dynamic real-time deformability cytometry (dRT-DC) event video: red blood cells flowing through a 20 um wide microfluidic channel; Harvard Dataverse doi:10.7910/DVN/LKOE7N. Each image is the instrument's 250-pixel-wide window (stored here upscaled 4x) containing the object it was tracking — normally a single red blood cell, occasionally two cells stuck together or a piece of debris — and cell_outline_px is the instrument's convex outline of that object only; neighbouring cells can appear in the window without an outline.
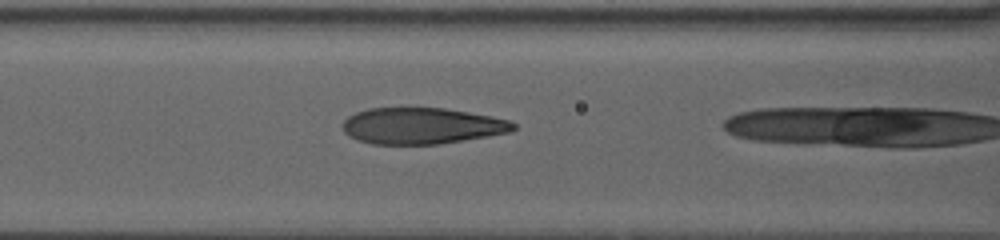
{"species": "human", "species_latin": "Homo sapiens", "temperature_condition": "warm", "stored_images_in_passage": 9, "camera_frame_rate_fps": 3000, "um_per_image_px": 0.085, "donor": {"sex": "female"}, "frame": {"image": 1, "passage_image": 4, "time_ms": 1.333, "image_size_px": [1000, 240], "cell_outline_px": [[516, 128], [508, 132], [488, 136], [440, 144], [372, 144], [356, 140], [348, 136], [344, 132], [344, 120], [348, 116], [356, 112], [368, 108], [444, 108], [492, 116], [512, 120], [516, 124]], "centroid_in_image_um": [35.86, 10.7], "position_along_channel_um": 130.7, "area_um2": 36.18}}
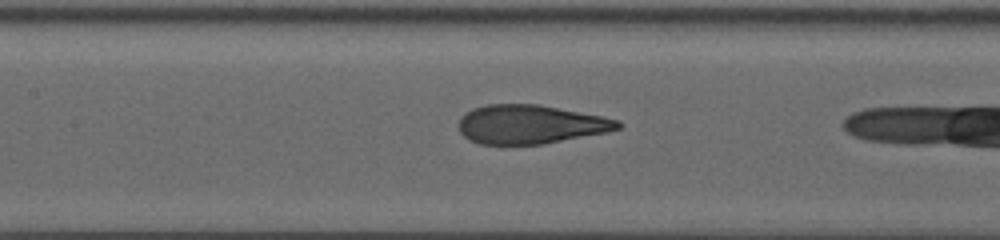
{"frame": {"image": 2, "passage_image": 7, "time_ms": 2.333, "image_size_px": [1000, 240], "cell_outline_px": [[624, 124], [620, 128], [608, 132], [544, 144], [480, 144], [468, 140], [460, 132], [460, 116], [472, 108], [488, 104], [536, 104], [600, 116], [620, 120]], "centroid_in_image_um": [45.08, 10.58], "position_along_channel_um": 162.3, "area_um2": 36.01}}